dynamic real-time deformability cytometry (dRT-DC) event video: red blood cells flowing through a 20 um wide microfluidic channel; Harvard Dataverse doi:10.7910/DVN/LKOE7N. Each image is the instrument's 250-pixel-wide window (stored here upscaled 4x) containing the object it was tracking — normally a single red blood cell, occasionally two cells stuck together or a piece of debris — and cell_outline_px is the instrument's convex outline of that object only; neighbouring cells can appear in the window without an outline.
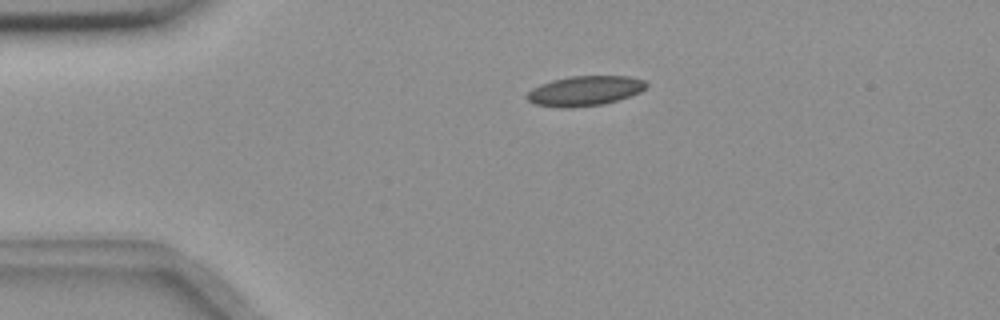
{"species": "common noctule bat (a hibernating species)", "species_latin": "Nyctalus noctula", "temperature_condition": "room temperature", "stored_images_in_passage": 45, "camera_frame_rate_fps": 3000, "um_per_image_px": 0.085, "animal": {"sex": "female", "body_mass_g": 18.4}, "frame": {"image": 1, "passage_image": 1, "time_ms": 0.0, "image_size_px": [1000, 320], "cell_outline_px": [[648, 84], [640, 92], [604, 104], [568, 108], [564, 108], [536, 104], [528, 100], [524, 96], [532, 88], [540, 84], [552, 80], [572, 76], [628, 76], [644, 80]], "centroid_in_image_um": [49.68, 7.72], "position_along_channel_um": 35.3, "area_um2": 20.63}}
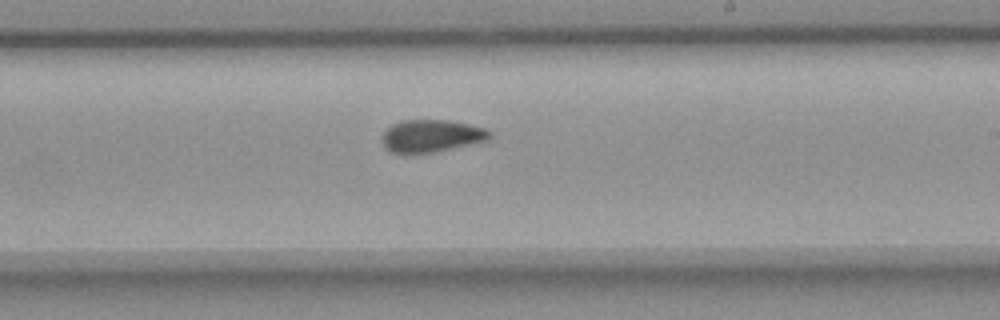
{"frame": {"image": 2, "passage_image": 22, "time_ms": 7.0, "image_size_px": [1000, 320], "cell_outline_px": [[492, 136], [488, 140], [452, 148], [432, 152], [392, 152], [384, 148], [384, 132], [392, 124], [400, 120], [448, 120], [468, 124], [484, 128], [492, 132]], "centroid_in_image_um": [36.7, 11.53], "position_along_channel_um": 252.3, "area_um2": 19.94}}
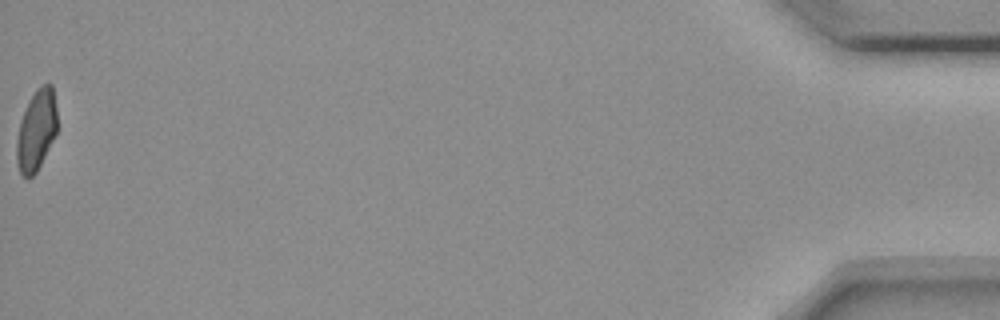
{"frame": {"image": 3, "passage_image": 45, "time_ms": 14.667, "image_size_px": [1000, 320], "cell_outline_px": [[56, 132], [36, 172], [28, 180], [20, 172], [16, 160], [16, 140], [20, 120], [28, 100], [36, 88], [44, 84], [52, 84], [56, 108]], "centroid_in_image_um": [3.06, 11.05], "position_along_channel_um": 432.1, "area_um2": 18.96}, "authors_computed_cell_mechanics": {"area_um2": 20.2878, "velocity_mm_per_s": 3.6467, "shape_relaxation_time_tau1_ms": null, "shape_relaxation_time_tau2_ms": 2.0278, "deformation_change_tau1": null, "deformation_change_tau2": 0.0693}}